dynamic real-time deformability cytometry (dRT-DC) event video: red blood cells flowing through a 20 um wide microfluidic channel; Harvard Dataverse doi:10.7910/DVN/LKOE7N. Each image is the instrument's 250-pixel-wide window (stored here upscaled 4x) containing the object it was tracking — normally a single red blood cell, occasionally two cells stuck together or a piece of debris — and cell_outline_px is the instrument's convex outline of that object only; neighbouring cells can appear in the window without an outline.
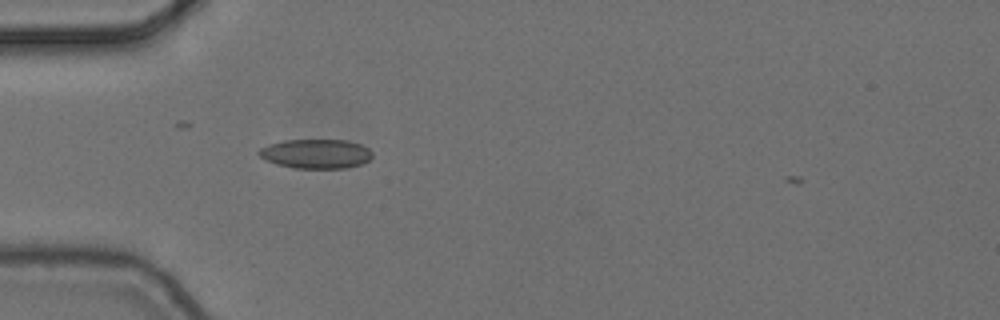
{"species": "common noctule bat (a hibernating species)", "species_latin": "Nyctalus noctula", "temperature_condition": "cold", "stored_images_in_passage": 1, "camera_frame_rate_fps": 3000, "um_per_image_px": 0.085, "animal": {"sex": "female", "body_mass_g": 24.6, "forearm_length_mm": 56.2}, "frame": {"image": 1, "passage_image": 1, "time_ms": 0.0, "image_size_px": [1000, 320], "cell_outline_px": [[372, 156], [368, 160], [360, 164], [348, 168], [296, 168], [276, 164], [264, 160], [256, 152], [260, 148], [268, 144], [284, 140], [348, 140], [360, 144], [368, 148], [372, 152]], "centroid_in_image_um": [26.83, 13.07], "position_along_channel_um": 58.2, "area_um2": 19.48}}